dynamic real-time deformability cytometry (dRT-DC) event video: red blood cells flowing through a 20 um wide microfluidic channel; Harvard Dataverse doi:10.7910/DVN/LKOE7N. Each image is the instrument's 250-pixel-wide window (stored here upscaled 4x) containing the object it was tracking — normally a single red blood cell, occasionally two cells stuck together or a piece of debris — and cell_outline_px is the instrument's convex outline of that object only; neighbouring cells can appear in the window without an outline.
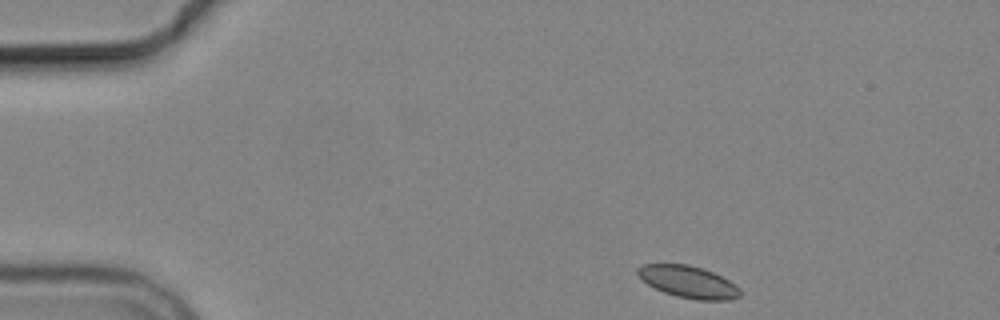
{"species": "common noctule bat (a hibernating species)", "species_latin": "Nyctalus noctula", "temperature_condition": "cold", "stored_images_in_passage": 3, "camera_frame_rate_fps": 3000, "um_per_image_px": 0.085, "animal": {"sex": "male", "body_mass_g": 19.2, "forearm_length_mm": 51.8}, "frame": {"image": 1, "passage_image": 1, "time_ms": 0.0, "image_size_px": [1000, 320], "cell_outline_px": [[740, 296], [728, 300], [696, 300], [676, 296], [664, 292], [648, 284], [636, 272], [636, 268], [644, 264], [688, 264], [704, 268], [736, 284], [740, 288]], "centroid_in_image_um": [58.53, 23.95], "position_along_channel_um": 26.5, "area_um2": 19.02}}